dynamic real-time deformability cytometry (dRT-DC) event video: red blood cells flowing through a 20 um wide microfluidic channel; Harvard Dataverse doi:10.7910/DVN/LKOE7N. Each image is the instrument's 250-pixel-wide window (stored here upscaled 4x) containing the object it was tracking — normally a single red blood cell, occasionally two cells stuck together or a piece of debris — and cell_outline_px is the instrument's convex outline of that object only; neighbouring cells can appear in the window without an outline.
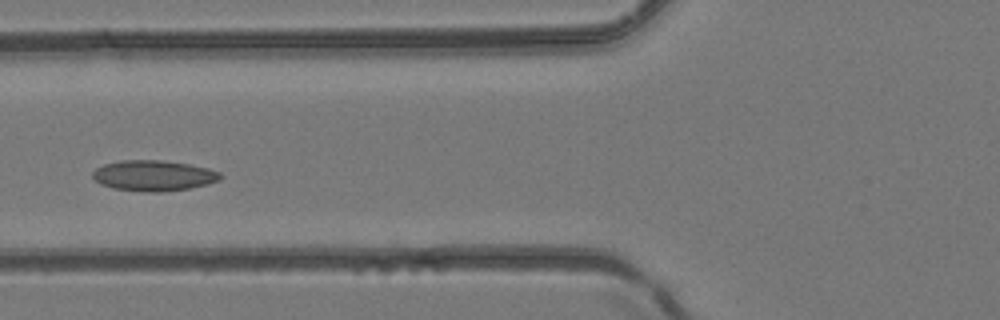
{"species": "common noctule bat (a hibernating species)", "species_latin": "Nyctalus noctula", "temperature_condition": "room temperature", "stored_images_in_passage": 4, "camera_frame_rate_fps": 3000, "um_per_image_px": 0.085, "animal": {"sex": "female", "body_mass_g": 24.6, "forearm_length_mm": 56.2}, "frame": {"image": 1, "passage_image": 4, "time_ms": 1.0, "image_size_px": [1000, 320], "cell_outline_px": [[224, 176], [220, 180], [208, 184], [188, 188], [160, 192], [148, 192], [112, 188], [100, 184], [92, 176], [92, 172], [96, 168], [104, 164], [120, 160], [160, 160], [188, 164], [208, 168], [220, 172]], "centroid_in_image_um": [13.06, 14.92], "position_along_channel_um": 112.7, "area_um2": 22.83}}